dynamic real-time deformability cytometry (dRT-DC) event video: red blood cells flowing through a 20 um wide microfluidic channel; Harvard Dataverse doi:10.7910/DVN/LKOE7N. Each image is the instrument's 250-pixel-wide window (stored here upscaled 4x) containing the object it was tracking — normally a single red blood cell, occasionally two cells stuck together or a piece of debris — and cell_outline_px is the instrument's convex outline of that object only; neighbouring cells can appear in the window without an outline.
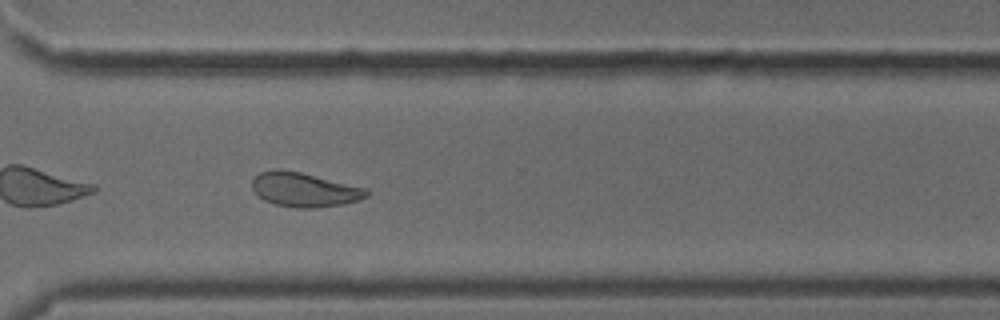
{"species": "common noctule bat (a hibernating species)", "species_latin": "Nyctalus noctula", "temperature_condition": "cold", "stored_images_in_passage": 50, "camera_frame_rate_fps": 3000, "um_per_image_px": 0.085, "animal": {"sex": "male", "body_mass_g": 18.8}, "frame": {"image": 1, "passage_image": 36, "time_ms": 11.667, "image_size_px": [1000, 320], "cell_outline_px": [[368, 196], [344, 204], [316, 208], [296, 208], [276, 204], [264, 200], [252, 188], [252, 180], [260, 172], [272, 168], [280, 168], [300, 172], [368, 188]], "centroid_in_image_um": [25.86, 16.11], "position_along_channel_um": 344.7, "area_um2": 22.89}}
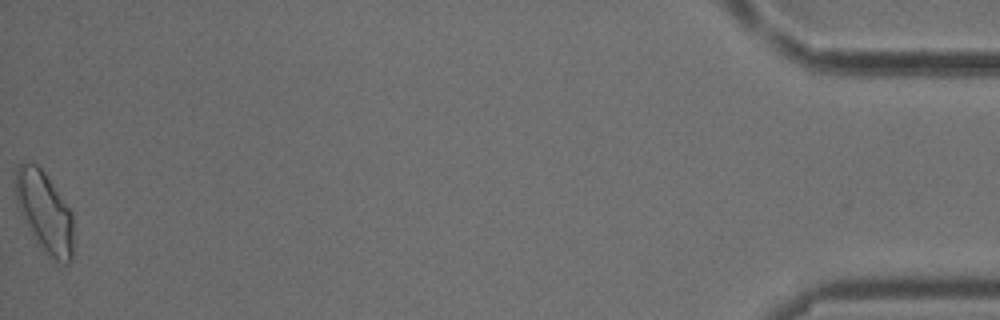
{"frame": {"image": 2, "passage_image": 50, "time_ms": 16.333, "image_size_px": [1000, 320], "cell_outline_px": [[72, 260], [68, 264], [64, 264], [56, 260], [44, 252], [40, 248], [32, 236], [16, 200], [16, 168], [20, 164], [36, 164], [44, 172], [72, 212]], "centroid_in_image_um": [3.81, 18.06], "position_along_channel_um": 431.4, "area_um2": 26.65}, "authors_computed_cell_mechanics": {"area_um2": 23.1778, "velocity_mm_per_s": 3.8496, "shape_relaxation_time_tau1_ms": null, "shape_relaxation_time_tau2_ms": 2.71, "deformation_change_tau1": null, "deformation_change_tau2": 0.0838}}